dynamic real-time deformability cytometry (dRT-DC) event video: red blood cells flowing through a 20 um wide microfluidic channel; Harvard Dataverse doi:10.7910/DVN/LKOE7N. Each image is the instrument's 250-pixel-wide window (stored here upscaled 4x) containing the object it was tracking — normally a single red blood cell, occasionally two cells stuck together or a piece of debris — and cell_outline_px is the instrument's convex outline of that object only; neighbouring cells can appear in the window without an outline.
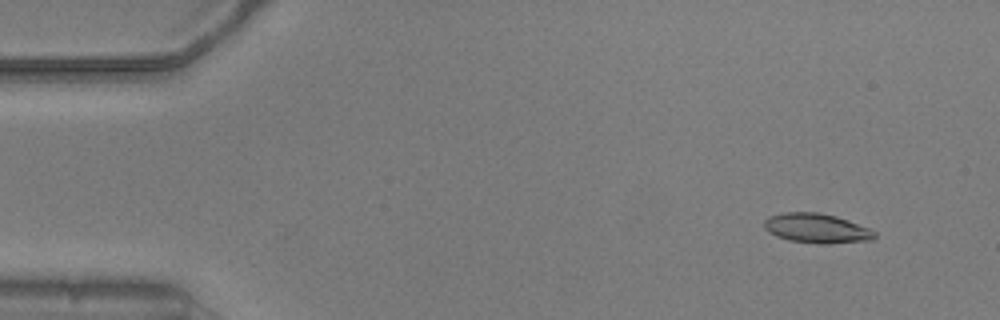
{"species": "common noctule bat (a hibernating species)", "species_latin": "Nyctalus noctula", "temperature_condition": "warm", "stored_images_in_passage": 54, "camera_frame_rate_fps": 3000, "um_per_image_px": 0.085, "animal": {"sex": "male", "body_mass_g": 20.5, "forearm_length_mm": 52.5}, "frame": {"image": 1, "passage_image": 5, "time_ms": 1.333, "image_size_px": [1000, 320], "cell_outline_px": [[876, 236], [872, 240], [828, 244], [816, 244], [788, 240], [776, 236], [768, 232], [764, 228], [764, 220], [768, 216], [784, 212], [820, 212], [836, 216], [848, 220], [868, 228], [876, 232]], "centroid_in_image_um": [69.39, 19.41], "position_along_channel_um": 15.6, "area_um2": 19.25}}
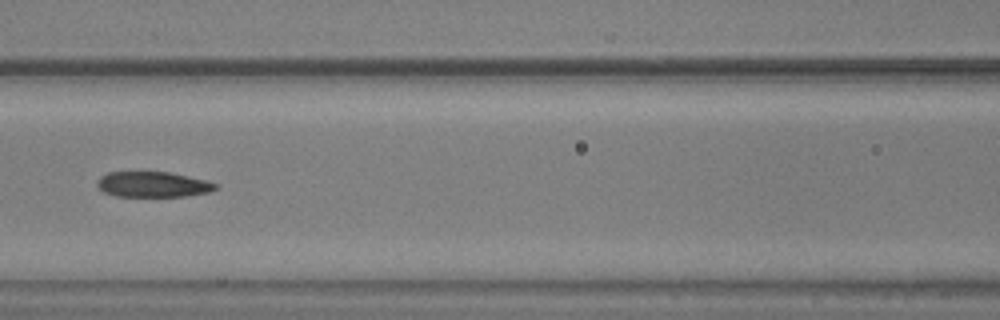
{"frame": {"image": 2, "passage_image": 24, "time_ms": 7.667, "image_size_px": [1000, 320], "cell_outline_px": [[220, 188], [208, 192], [184, 196], [116, 196], [104, 192], [96, 184], [100, 176], [108, 172], [168, 172], [204, 180], [216, 184]], "centroid_in_image_um": [12.97, 15.67], "position_along_channel_um": 153.6, "area_um2": 17.34}}
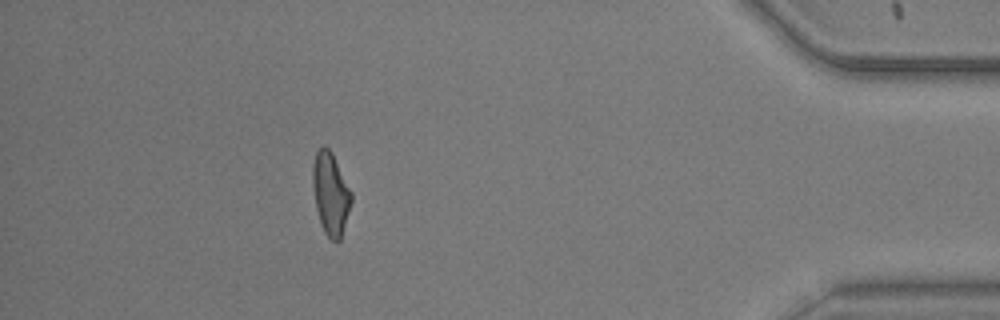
{"frame": {"image": 3, "passage_image": 48, "time_ms": 15.667, "image_size_px": [1000, 320], "cell_outline_px": [[352, 200], [340, 240], [336, 244], [324, 232], [320, 224], [316, 208], [312, 184], [312, 164], [316, 152], [324, 144], [332, 152], [352, 192]], "centroid_in_image_um": [28.09, 16.45], "position_along_channel_um": 407.1, "area_um2": 18.67}, "authors_computed_cell_mechanics": {"area_um2": 18.6694, "velocity_mm_per_s": 3.8089, "shape_relaxation_time_tau1_ms": 9.6056, "shape_relaxation_time_tau2_ms": 2.5742, "deformation_change_tau1": 0.2419, "deformation_change_tau2": 0.1107}}